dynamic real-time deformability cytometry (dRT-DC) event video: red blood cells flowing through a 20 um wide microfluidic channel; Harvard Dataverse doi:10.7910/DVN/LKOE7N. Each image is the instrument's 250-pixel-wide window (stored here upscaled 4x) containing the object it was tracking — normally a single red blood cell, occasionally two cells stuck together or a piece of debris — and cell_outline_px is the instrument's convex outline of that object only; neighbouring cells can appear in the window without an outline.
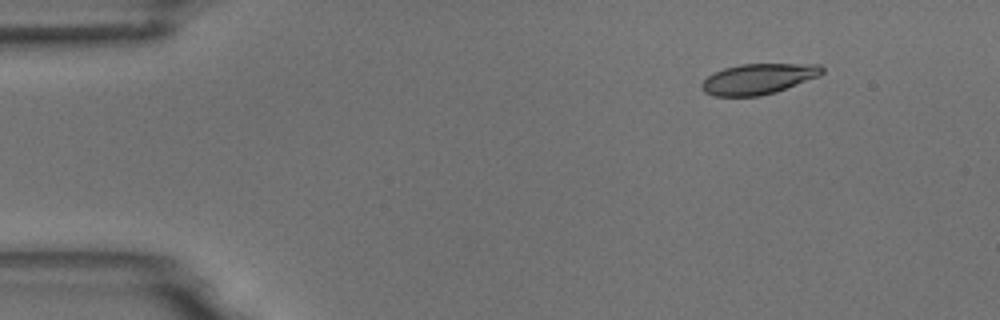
{"species": "common noctule bat (a hibernating species)", "species_latin": "Nyctalus noctula", "temperature_condition": "room temperature", "stored_images_in_passage": 8, "camera_frame_rate_fps": 3000, "um_per_image_px": 0.085, "animal": {"sex": "male", "body_mass_g": 18.8}, "frame": {"image": 1, "passage_image": 1, "time_ms": 0.0, "image_size_px": [1000, 320], "cell_outline_px": [[824, 72], [820, 76], [776, 92], [760, 96], [712, 96], [704, 92], [700, 88], [700, 84], [708, 76], [724, 68], [740, 64], [820, 64], [824, 68]], "centroid_in_image_um": [64.46, 6.71], "position_along_channel_um": 20.5, "area_um2": 21.56}}
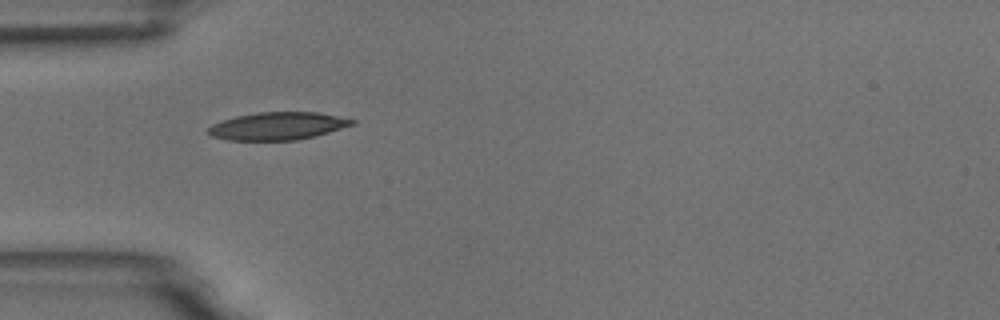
{"frame": {"image": 2, "passage_image": 4, "time_ms": 3.333, "image_size_px": [1000, 320], "cell_outline_px": [[356, 124], [316, 136], [296, 140], [228, 140], [212, 136], [204, 132], [204, 128], [212, 124], [236, 116], [260, 112], [320, 112], [356, 120]], "centroid_in_image_um": [23.59, 10.71], "position_along_channel_um": 61.4, "area_um2": 23.41}}
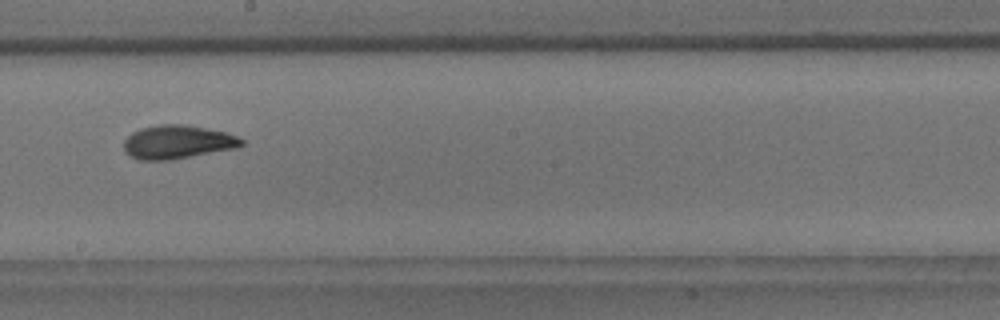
{"frame": {"image": 3, "passage_image": 8, "time_ms": 8.0, "image_size_px": [1000, 320], "cell_outline_px": [[244, 144], [236, 148], [172, 160], [140, 160], [124, 152], [124, 140], [132, 132], [140, 128], [156, 124], [188, 124], [228, 132], [244, 140]], "centroid_in_image_um": [15.1, 12.06], "position_along_channel_um": 233.1, "area_um2": 23.35}}